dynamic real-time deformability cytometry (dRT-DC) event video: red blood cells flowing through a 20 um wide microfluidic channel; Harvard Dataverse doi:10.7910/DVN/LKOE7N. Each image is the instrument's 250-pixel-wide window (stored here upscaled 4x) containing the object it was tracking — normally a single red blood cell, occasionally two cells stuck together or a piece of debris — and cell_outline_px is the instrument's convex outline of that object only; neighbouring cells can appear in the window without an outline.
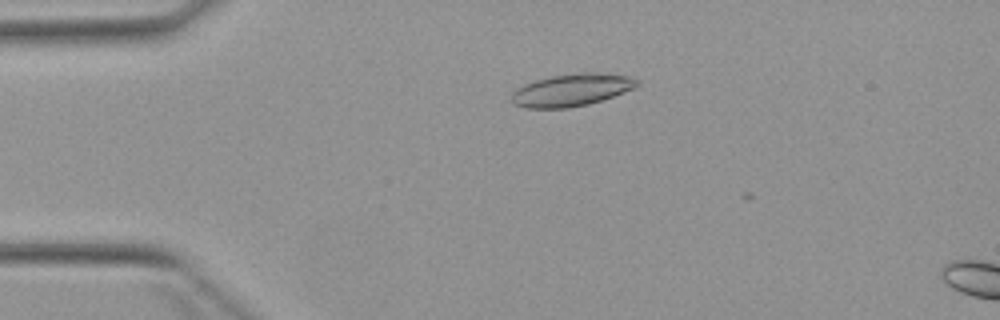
{"species": "Egyptian fruit bat (a non-hibernating species)", "species_latin": "Rousettus aegyptiacus", "temperature_condition": "warm", "stored_images_in_passage": 2, "camera_frame_rate_fps": 3000, "um_per_image_px": 0.085, "animal": {"sex": "female"}, "frame": {"image": 1, "passage_image": 1, "time_ms": 0.0, "image_size_px": [1000, 320], "cell_outline_px": [[640, 84], [624, 92], [588, 104], [568, 108], [524, 108], [512, 104], [512, 92], [516, 88], [524, 84], [536, 80], [552, 76], [580, 72], [608, 72], [628, 76], [640, 80]], "centroid_in_image_um": [48.58, 7.64], "position_along_channel_um": 36.4, "area_um2": 23.81}}